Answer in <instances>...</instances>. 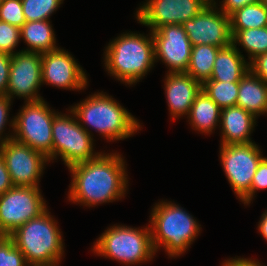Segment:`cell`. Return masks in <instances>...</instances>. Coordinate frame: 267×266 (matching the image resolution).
I'll return each instance as SVG.
<instances>
[{
  "label": "cell",
  "mask_w": 267,
  "mask_h": 266,
  "mask_svg": "<svg viewBox=\"0 0 267 266\" xmlns=\"http://www.w3.org/2000/svg\"><path fill=\"white\" fill-rule=\"evenodd\" d=\"M107 153V154H106ZM119 152L101 153L89 161L72 165L67 200L88 208L119 201L128 193L125 157Z\"/></svg>",
  "instance_id": "cell-1"
},
{
  "label": "cell",
  "mask_w": 267,
  "mask_h": 266,
  "mask_svg": "<svg viewBox=\"0 0 267 266\" xmlns=\"http://www.w3.org/2000/svg\"><path fill=\"white\" fill-rule=\"evenodd\" d=\"M103 66L126 87L136 85L155 66V51L152 32L148 34L126 31L110 40L103 50Z\"/></svg>",
  "instance_id": "cell-2"
},
{
  "label": "cell",
  "mask_w": 267,
  "mask_h": 266,
  "mask_svg": "<svg viewBox=\"0 0 267 266\" xmlns=\"http://www.w3.org/2000/svg\"><path fill=\"white\" fill-rule=\"evenodd\" d=\"M70 109L93 138L91 130L99 133L107 142L123 141L142 129V123L128 109L103 91L89 94L80 102L70 105Z\"/></svg>",
  "instance_id": "cell-3"
},
{
  "label": "cell",
  "mask_w": 267,
  "mask_h": 266,
  "mask_svg": "<svg viewBox=\"0 0 267 266\" xmlns=\"http://www.w3.org/2000/svg\"><path fill=\"white\" fill-rule=\"evenodd\" d=\"M149 217L155 252L162 248L171 259L188 252L202 231L194 215L167 199L155 203Z\"/></svg>",
  "instance_id": "cell-4"
},
{
  "label": "cell",
  "mask_w": 267,
  "mask_h": 266,
  "mask_svg": "<svg viewBox=\"0 0 267 266\" xmlns=\"http://www.w3.org/2000/svg\"><path fill=\"white\" fill-rule=\"evenodd\" d=\"M56 220L48 208L8 235L29 266H61L65 242Z\"/></svg>",
  "instance_id": "cell-5"
},
{
  "label": "cell",
  "mask_w": 267,
  "mask_h": 266,
  "mask_svg": "<svg viewBox=\"0 0 267 266\" xmlns=\"http://www.w3.org/2000/svg\"><path fill=\"white\" fill-rule=\"evenodd\" d=\"M91 248L94 255L115 260L123 266L149 263L156 255L149 223L142 228L124 224L109 226Z\"/></svg>",
  "instance_id": "cell-6"
},
{
  "label": "cell",
  "mask_w": 267,
  "mask_h": 266,
  "mask_svg": "<svg viewBox=\"0 0 267 266\" xmlns=\"http://www.w3.org/2000/svg\"><path fill=\"white\" fill-rule=\"evenodd\" d=\"M66 110L67 114L58 112L53 120L52 158L49 163L61 159L69 168L96 158L101 152L94 150L96 140L79 124L70 107Z\"/></svg>",
  "instance_id": "cell-7"
},
{
  "label": "cell",
  "mask_w": 267,
  "mask_h": 266,
  "mask_svg": "<svg viewBox=\"0 0 267 266\" xmlns=\"http://www.w3.org/2000/svg\"><path fill=\"white\" fill-rule=\"evenodd\" d=\"M43 99L24 102L14 116L12 138L52 158V125L56 110Z\"/></svg>",
  "instance_id": "cell-8"
},
{
  "label": "cell",
  "mask_w": 267,
  "mask_h": 266,
  "mask_svg": "<svg viewBox=\"0 0 267 266\" xmlns=\"http://www.w3.org/2000/svg\"><path fill=\"white\" fill-rule=\"evenodd\" d=\"M219 159L231 189L240 202L250 206V188L253 176L264 154L256 142L220 145Z\"/></svg>",
  "instance_id": "cell-9"
},
{
  "label": "cell",
  "mask_w": 267,
  "mask_h": 266,
  "mask_svg": "<svg viewBox=\"0 0 267 266\" xmlns=\"http://www.w3.org/2000/svg\"><path fill=\"white\" fill-rule=\"evenodd\" d=\"M40 187L14 186L0 195V235L16 228L48 209Z\"/></svg>",
  "instance_id": "cell-10"
},
{
  "label": "cell",
  "mask_w": 267,
  "mask_h": 266,
  "mask_svg": "<svg viewBox=\"0 0 267 266\" xmlns=\"http://www.w3.org/2000/svg\"><path fill=\"white\" fill-rule=\"evenodd\" d=\"M3 158L14 186L40 187L48 158L26 144L11 138L0 144Z\"/></svg>",
  "instance_id": "cell-11"
},
{
  "label": "cell",
  "mask_w": 267,
  "mask_h": 266,
  "mask_svg": "<svg viewBox=\"0 0 267 266\" xmlns=\"http://www.w3.org/2000/svg\"><path fill=\"white\" fill-rule=\"evenodd\" d=\"M134 13L137 23L155 31L168 24L182 25L200 13L212 0H145Z\"/></svg>",
  "instance_id": "cell-12"
},
{
  "label": "cell",
  "mask_w": 267,
  "mask_h": 266,
  "mask_svg": "<svg viewBox=\"0 0 267 266\" xmlns=\"http://www.w3.org/2000/svg\"><path fill=\"white\" fill-rule=\"evenodd\" d=\"M42 54L21 51L11 57L10 73L6 95L24 102L43 99L39 94L42 84Z\"/></svg>",
  "instance_id": "cell-13"
},
{
  "label": "cell",
  "mask_w": 267,
  "mask_h": 266,
  "mask_svg": "<svg viewBox=\"0 0 267 266\" xmlns=\"http://www.w3.org/2000/svg\"><path fill=\"white\" fill-rule=\"evenodd\" d=\"M42 84L64 90L87 89L88 76L77 59L59 47L42 54Z\"/></svg>",
  "instance_id": "cell-14"
},
{
  "label": "cell",
  "mask_w": 267,
  "mask_h": 266,
  "mask_svg": "<svg viewBox=\"0 0 267 266\" xmlns=\"http://www.w3.org/2000/svg\"><path fill=\"white\" fill-rule=\"evenodd\" d=\"M182 26L192 46L206 44L223 48L232 43L230 16L223 13L213 2Z\"/></svg>",
  "instance_id": "cell-15"
},
{
  "label": "cell",
  "mask_w": 267,
  "mask_h": 266,
  "mask_svg": "<svg viewBox=\"0 0 267 266\" xmlns=\"http://www.w3.org/2000/svg\"><path fill=\"white\" fill-rule=\"evenodd\" d=\"M154 40L155 63L161 61L168 73L186 72L192 44L182 25L168 24L151 31Z\"/></svg>",
  "instance_id": "cell-16"
},
{
  "label": "cell",
  "mask_w": 267,
  "mask_h": 266,
  "mask_svg": "<svg viewBox=\"0 0 267 266\" xmlns=\"http://www.w3.org/2000/svg\"><path fill=\"white\" fill-rule=\"evenodd\" d=\"M163 82L170 119L187 118L202 84L185 72H167Z\"/></svg>",
  "instance_id": "cell-17"
},
{
  "label": "cell",
  "mask_w": 267,
  "mask_h": 266,
  "mask_svg": "<svg viewBox=\"0 0 267 266\" xmlns=\"http://www.w3.org/2000/svg\"><path fill=\"white\" fill-rule=\"evenodd\" d=\"M258 118L239 106L222 108L220 116V145H237L254 142L250 137Z\"/></svg>",
  "instance_id": "cell-18"
},
{
  "label": "cell",
  "mask_w": 267,
  "mask_h": 266,
  "mask_svg": "<svg viewBox=\"0 0 267 266\" xmlns=\"http://www.w3.org/2000/svg\"><path fill=\"white\" fill-rule=\"evenodd\" d=\"M236 105L256 118L267 115V83L250 69L239 81Z\"/></svg>",
  "instance_id": "cell-19"
},
{
  "label": "cell",
  "mask_w": 267,
  "mask_h": 266,
  "mask_svg": "<svg viewBox=\"0 0 267 266\" xmlns=\"http://www.w3.org/2000/svg\"><path fill=\"white\" fill-rule=\"evenodd\" d=\"M245 57L232 43L220 48L214 61L211 78L207 81L239 82L250 69Z\"/></svg>",
  "instance_id": "cell-20"
},
{
  "label": "cell",
  "mask_w": 267,
  "mask_h": 266,
  "mask_svg": "<svg viewBox=\"0 0 267 266\" xmlns=\"http://www.w3.org/2000/svg\"><path fill=\"white\" fill-rule=\"evenodd\" d=\"M221 110L201 89L191 106L187 122H189L192 130L203 135H211L219 127Z\"/></svg>",
  "instance_id": "cell-21"
},
{
  "label": "cell",
  "mask_w": 267,
  "mask_h": 266,
  "mask_svg": "<svg viewBox=\"0 0 267 266\" xmlns=\"http://www.w3.org/2000/svg\"><path fill=\"white\" fill-rule=\"evenodd\" d=\"M20 39L27 45L25 52L46 53L59 48L51 21L25 22L20 28Z\"/></svg>",
  "instance_id": "cell-22"
},
{
  "label": "cell",
  "mask_w": 267,
  "mask_h": 266,
  "mask_svg": "<svg viewBox=\"0 0 267 266\" xmlns=\"http://www.w3.org/2000/svg\"><path fill=\"white\" fill-rule=\"evenodd\" d=\"M219 49V47L206 44L192 46L189 66L185 73L201 84L209 80Z\"/></svg>",
  "instance_id": "cell-23"
},
{
  "label": "cell",
  "mask_w": 267,
  "mask_h": 266,
  "mask_svg": "<svg viewBox=\"0 0 267 266\" xmlns=\"http://www.w3.org/2000/svg\"><path fill=\"white\" fill-rule=\"evenodd\" d=\"M232 35V44L240 52L247 53L249 63L260 54L267 52V26L261 28H251L245 30H230ZM238 46V47H237ZM241 46V48H239Z\"/></svg>",
  "instance_id": "cell-24"
},
{
  "label": "cell",
  "mask_w": 267,
  "mask_h": 266,
  "mask_svg": "<svg viewBox=\"0 0 267 266\" xmlns=\"http://www.w3.org/2000/svg\"><path fill=\"white\" fill-rule=\"evenodd\" d=\"M267 26V7L263 0L248 4L230 15V30H245Z\"/></svg>",
  "instance_id": "cell-25"
},
{
  "label": "cell",
  "mask_w": 267,
  "mask_h": 266,
  "mask_svg": "<svg viewBox=\"0 0 267 266\" xmlns=\"http://www.w3.org/2000/svg\"><path fill=\"white\" fill-rule=\"evenodd\" d=\"M202 90L222 109L236 106L239 82L205 81Z\"/></svg>",
  "instance_id": "cell-26"
},
{
  "label": "cell",
  "mask_w": 267,
  "mask_h": 266,
  "mask_svg": "<svg viewBox=\"0 0 267 266\" xmlns=\"http://www.w3.org/2000/svg\"><path fill=\"white\" fill-rule=\"evenodd\" d=\"M23 14L26 22L30 21H50L54 12L60 8L64 0H21Z\"/></svg>",
  "instance_id": "cell-27"
},
{
  "label": "cell",
  "mask_w": 267,
  "mask_h": 266,
  "mask_svg": "<svg viewBox=\"0 0 267 266\" xmlns=\"http://www.w3.org/2000/svg\"><path fill=\"white\" fill-rule=\"evenodd\" d=\"M0 266H29L14 241L6 235H0Z\"/></svg>",
  "instance_id": "cell-28"
},
{
  "label": "cell",
  "mask_w": 267,
  "mask_h": 266,
  "mask_svg": "<svg viewBox=\"0 0 267 266\" xmlns=\"http://www.w3.org/2000/svg\"><path fill=\"white\" fill-rule=\"evenodd\" d=\"M20 41V28L0 21V52L10 55L21 52L20 49L16 51Z\"/></svg>",
  "instance_id": "cell-29"
},
{
  "label": "cell",
  "mask_w": 267,
  "mask_h": 266,
  "mask_svg": "<svg viewBox=\"0 0 267 266\" xmlns=\"http://www.w3.org/2000/svg\"><path fill=\"white\" fill-rule=\"evenodd\" d=\"M0 21L19 28L26 22L21 0H2L0 4Z\"/></svg>",
  "instance_id": "cell-30"
},
{
  "label": "cell",
  "mask_w": 267,
  "mask_h": 266,
  "mask_svg": "<svg viewBox=\"0 0 267 266\" xmlns=\"http://www.w3.org/2000/svg\"><path fill=\"white\" fill-rule=\"evenodd\" d=\"M12 103L13 101L7 95L0 96V144L4 143L8 139H11L13 136L14 116H12V119L9 116V111L12 109ZM7 125L9 129L7 128ZM7 129L9 131H7L8 133H5Z\"/></svg>",
  "instance_id": "cell-31"
},
{
  "label": "cell",
  "mask_w": 267,
  "mask_h": 266,
  "mask_svg": "<svg viewBox=\"0 0 267 266\" xmlns=\"http://www.w3.org/2000/svg\"><path fill=\"white\" fill-rule=\"evenodd\" d=\"M267 189V157H263L253 176L250 188V203L253 202L259 190Z\"/></svg>",
  "instance_id": "cell-32"
},
{
  "label": "cell",
  "mask_w": 267,
  "mask_h": 266,
  "mask_svg": "<svg viewBox=\"0 0 267 266\" xmlns=\"http://www.w3.org/2000/svg\"><path fill=\"white\" fill-rule=\"evenodd\" d=\"M12 55L0 52V96L6 95Z\"/></svg>",
  "instance_id": "cell-33"
},
{
  "label": "cell",
  "mask_w": 267,
  "mask_h": 266,
  "mask_svg": "<svg viewBox=\"0 0 267 266\" xmlns=\"http://www.w3.org/2000/svg\"><path fill=\"white\" fill-rule=\"evenodd\" d=\"M260 0H212V2L218 7L223 13H225L227 16H230L233 12H235L238 9H241L242 7L258 2Z\"/></svg>",
  "instance_id": "cell-34"
},
{
  "label": "cell",
  "mask_w": 267,
  "mask_h": 266,
  "mask_svg": "<svg viewBox=\"0 0 267 266\" xmlns=\"http://www.w3.org/2000/svg\"><path fill=\"white\" fill-rule=\"evenodd\" d=\"M250 70L267 83V52L258 55L249 63Z\"/></svg>",
  "instance_id": "cell-35"
},
{
  "label": "cell",
  "mask_w": 267,
  "mask_h": 266,
  "mask_svg": "<svg viewBox=\"0 0 267 266\" xmlns=\"http://www.w3.org/2000/svg\"><path fill=\"white\" fill-rule=\"evenodd\" d=\"M220 266H266L259 262L258 259L244 258L240 256L224 259Z\"/></svg>",
  "instance_id": "cell-36"
},
{
  "label": "cell",
  "mask_w": 267,
  "mask_h": 266,
  "mask_svg": "<svg viewBox=\"0 0 267 266\" xmlns=\"http://www.w3.org/2000/svg\"><path fill=\"white\" fill-rule=\"evenodd\" d=\"M14 187L5 162L0 155V195Z\"/></svg>",
  "instance_id": "cell-37"
},
{
  "label": "cell",
  "mask_w": 267,
  "mask_h": 266,
  "mask_svg": "<svg viewBox=\"0 0 267 266\" xmlns=\"http://www.w3.org/2000/svg\"><path fill=\"white\" fill-rule=\"evenodd\" d=\"M258 233L267 241V210L261 214V218L257 225Z\"/></svg>",
  "instance_id": "cell-38"
},
{
  "label": "cell",
  "mask_w": 267,
  "mask_h": 266,
  "mask_svg": "<svg viewBox=\"0 0 267 266\" xmlns=\"http://www.w3.org/2000/svg\"><path fill=\"white\" fill-rule=\"evenodd\" d=\"M265 6L267 7V0H263Z\"/></svg>",
  "instance_id": "cell-39"
}]
</instances>
